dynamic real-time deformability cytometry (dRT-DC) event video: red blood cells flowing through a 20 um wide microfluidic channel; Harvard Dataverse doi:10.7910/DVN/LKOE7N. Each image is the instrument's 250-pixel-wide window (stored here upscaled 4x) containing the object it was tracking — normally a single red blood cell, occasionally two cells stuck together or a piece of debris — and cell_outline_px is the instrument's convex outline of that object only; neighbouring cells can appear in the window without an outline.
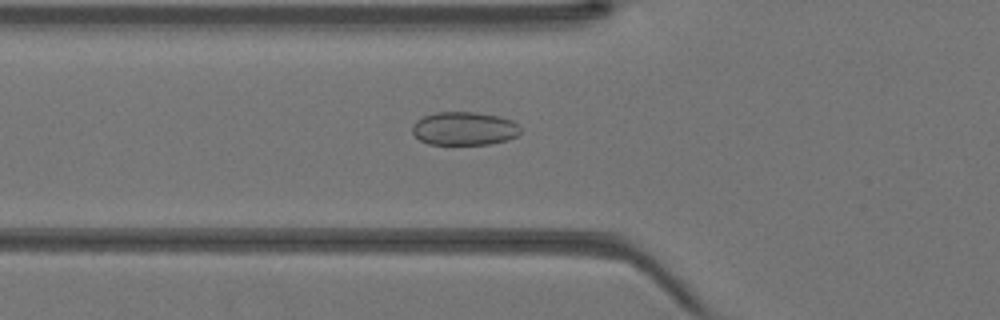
{"species": "Egyptian fruit bat (a non-hibernating species)", "species_latin": "Rousettus aegyptiacus", "temperature_condition": "warm", "stored_images_in_passage": 44, "camera_frame_rate_fps": 3000, "um_per_image_px": 0.085, "animal": {"sex": "female"}, "frame": {"image": 1, "passage_image": 16, "time_ms": 5.0, "image_size_px": [1000, 320], "cell_outline_px": [[520, 132], [516, 136], [508, 140], [488, 144], [428, 144], [420, 140], [412, 132], [412, 124], [416, 120], [424, 116], [436, 112], [476, 112], [500, 116], [512, 120], [520, 128]], "centroid_in_image_um": [39.45, 10.92], "position_along_channel_um": 86.4, "area_um2": 21.1}}
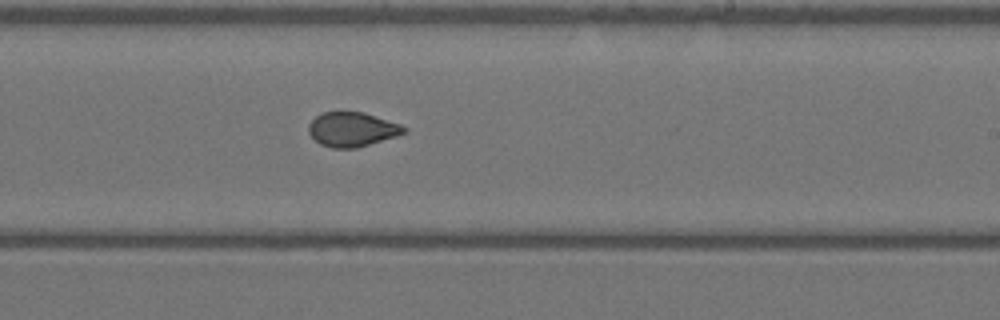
{"frame": {"image": 2, "passage_image": 27, "time_ms": 8.667, "image_size_px": [1000, 320], "cell_outline_px": [[408, 132], [396, 136], [356, 148], [332, 148], [320, 144], [308, 132], [308, 124], [320, 112], [364, 112], [400, 124], [408, 128]], "centroid_in_image_um": [29.93, 10.99], "position_along_channel_um": 259.1, "area_um2": 19.13}}
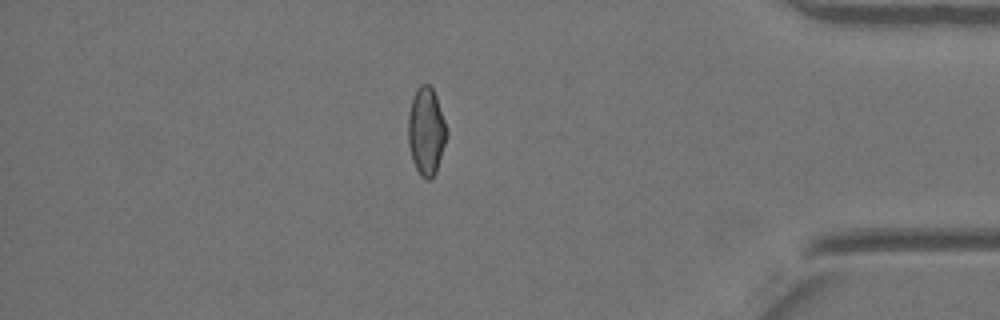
{"frame": {"image": 3, "passage_image": 38, "time_ms": 12.333, "image_size_px": [1000, 320], "cell_outline_px": [[448, 136], [436, 172], [428, 180], [424, 180], [420, 176], [412, 160], [408, 144], [408, 112], [412, 96], [416, 88], [420, 84], [428, 84], [432, 88], [436, 96], [448, 132]], "centroid_in_image_um": [36.22, 11.16], "position_along_channel_um": 399.0, "area_um2": 19.94}}